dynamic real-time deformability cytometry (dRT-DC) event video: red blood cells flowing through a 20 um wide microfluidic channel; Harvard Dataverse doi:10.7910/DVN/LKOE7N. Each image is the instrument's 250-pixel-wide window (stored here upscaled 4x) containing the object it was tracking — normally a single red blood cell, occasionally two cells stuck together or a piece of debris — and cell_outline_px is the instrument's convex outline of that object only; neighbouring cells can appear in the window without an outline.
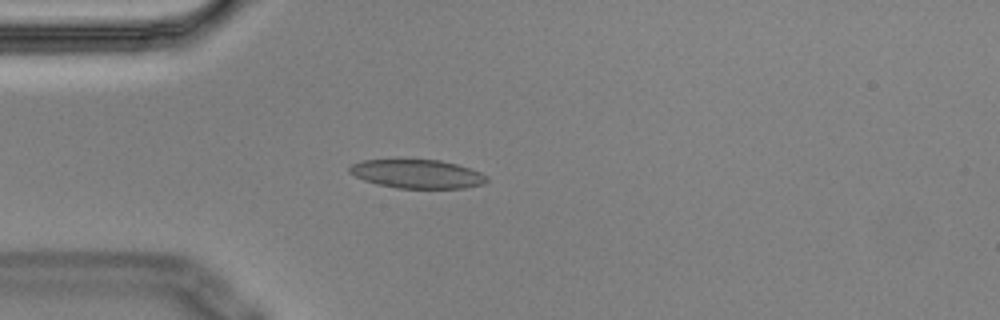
{"species": "Egyptian fruit bat (a non-hibernating species)", "species_latin": "Rousettus aegyptiacus", "temperature_condition": "cold", "stored_images_in_passage": 5, "camera_frame_rate_fps": 3000, "um_per_image_px": 0.085, "animal": {"sex": "male"}, "frame": {"image": 1, "passage_image": 4, "time_ms": 1.0, "image_size_px": [1000, 320], "cell_outline_px": [[488, 180], [484, 184], [464, 188], [396, 188], [376, 184], [364, 180], [348, 172], [348, 168], [352, 164], [364, 160], [400, 156], [440, 160], [456, 164], [480, 172], [488, 176]], "centroid_in_image_um": [35.41, 14.73], "position_along_channel_um": 49.6, "area_um2": 23.99}}